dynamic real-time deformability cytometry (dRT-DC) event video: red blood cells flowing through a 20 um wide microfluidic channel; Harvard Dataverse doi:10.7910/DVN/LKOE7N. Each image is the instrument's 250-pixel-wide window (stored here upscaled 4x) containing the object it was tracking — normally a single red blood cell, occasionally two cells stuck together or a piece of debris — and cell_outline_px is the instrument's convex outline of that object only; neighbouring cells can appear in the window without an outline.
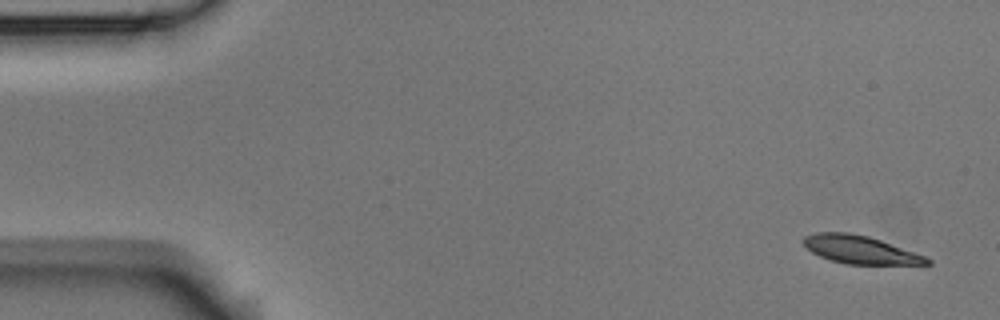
{"species": "Egyptian fruit bat (a non-hibernating species)", "species_latin": "Rousettus aegyptiacus", "temperature_condition": "room temperature", "stored_images_in_passage": 5, "camera_frame_rate_fps": 3000, "um_per_image_px": 0.085, "animal": {"sex": "male"}, "frame": {"image": 1, "passage_image": 1, "time_ms": 0.0, "image_size_px": [1000, 320], "cell_outline_px": [[932, 264], [844, 264], [820, 256], [812, 252], [800, 240], [804, 236], [816, 232], [848, 232], [868, 236], [880, 240], [924, 256], [932, 260]], "centroid_in_image_um": [73.07, 21.21], "position_along_channel_um": 11.9, "area_um2": 19.94}}
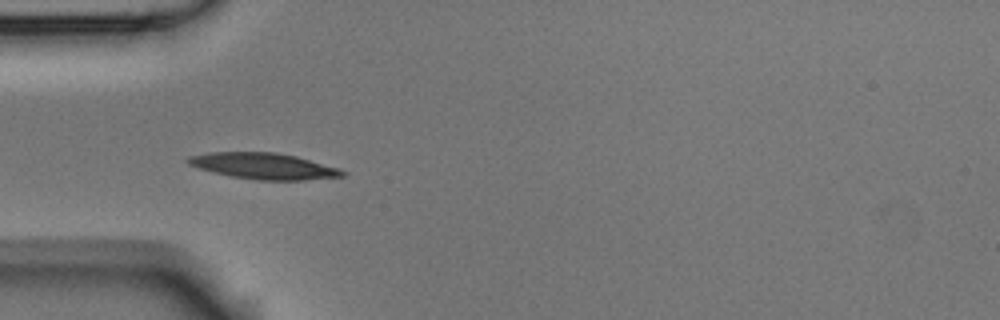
{"frame": {"image": 2, "passage_image": 4, "time_ms": 1.0, "image_size_px": [1000, 320], "cell_outline_px": [[348, 172], [344, 176], [304, 180], [256, 180], [232, 176], [200, 168], [188, 164], [184, 160], [188, 156], [208, 152], [276, 152], [296, 156], [340, 168]], "centroid_in_image_um": [22.44, 14.1], "position_along_channel_um": 62.6, "area_um2": 23.52}}
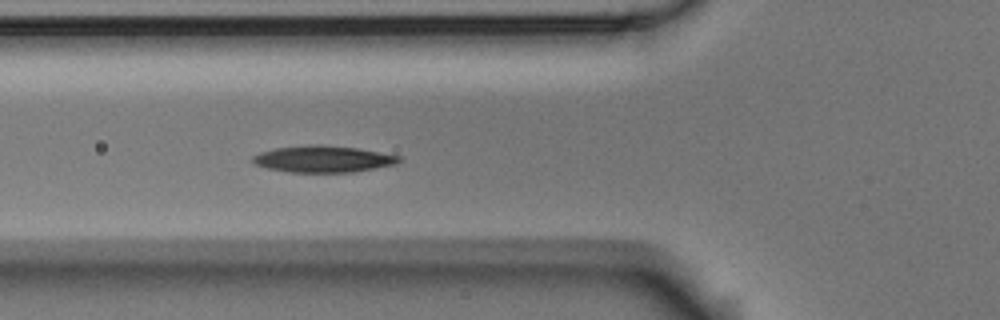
{"frame": {"image": 3, "passage_image": 5, "time_ms": 1.333, "image_size_px": [1000, 320], "cell_outline_px": [[404, 160], [396, 164], [356, 172], [288, 172], [268, 168], [256, 164], [252, 160], [252, 156], [260, 152], [276, 148], [312, 144], [320, 144], [360, 148], [404, 156]], "centroid_in_image_um": [27.56, 13.51], "position_along_channel_um": 98.2, "area_um2": 23.0}}